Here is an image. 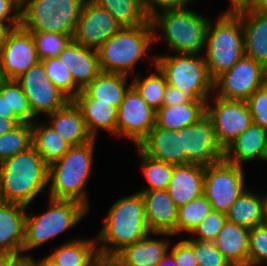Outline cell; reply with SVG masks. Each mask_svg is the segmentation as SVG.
<instances>
[{"label":"cell","instance_id":"f546056e","mask_svg":"<svg viewBox=\"0 0 267 266\" xmlns=\"http://www.w3.org/2000/svg\"><path fill=\"white\" fill-rule=\"evenodd\" d=\"M80 108L86 128L92 138L98 136L99 130L116 135L117 108L104 103H96V99H73Z\"/></svg>","mask_w":267,"mask_h":266},{"label":"cell","instance_id":"cb8c5ba5","mask_svg":"<svg viewBox=\"0 0 267 266\" xmlns=\"http://www.w3.org/2000/svg\"><path fill=\"white\" fill-rule=\"evenodd\" d=\"M130 76L122 73L101 72L74 99H96V103H104L118 109L124 99Z\"/></svg>","mask_w":267,"mask_h":266},{"label":"cell","instance_id":"4dcf8cb0","mask_svg":"<svg viewBox=\"0 0 267 266\" xmlns=\"http://www.w3.org/2000/svg\"><path fill=\"white\" fill-rule=\"evenodd\" d=\"M206 115V102L162 106L156 112V125L169 130H181L197 123Z\"/></svg>","mask_w":267,"mask_h":266},{"label":"cell","instance_id":"3957f363","mask_svg":"<svg viewBox=\"0 0 267 266\" xmlns=\"http://www.w3.org/2000/svg\"><path fill=\"white\" fill-rule=\"evenodd\" d=\"M96 139L72 146L56 163L49 167V198L73 200L90 208L87 189L92 173Z\"/></svg>","mask_w":267,"mask_h":266},{"label":"cell","instance_id":"603a6c76","mask_svg":"<svg viewBox=\"0 0 267 266\" xmlns=\"http://www.w3.org/2000/svg\"><path fill=\"white\" fill-rule=\"evenodd\" d=\"M205 166L199 164L175 165L167 191L179 208L203 195Z\"/></svg>","mask_w":267,"mask_h":266},{"label":"cell","instance_id":"7dc6e473","mask_svg":"<svg viewBox=\"0 0 267 266\" xmlns=\"http://www.w3.org/2000/svg\"><path fill=\"white\" fill-rule=\"evenodd\" d=\"M169 251L174 255L177 266H198L189 237L178 241Z\"/></svg>","mask_w":267,"mask_h":266},{"label":"cell","instance_id":"f1b7e54d","mask_svg":"<svg viewBox=\"0 0 267 266\" xmlns=\"http://www.w3.org/2000/svg\"><path fill=\"white\" fill-rule=\"evenodd\" d=\"M36 119L32 123V146L43 158L44 163L50 167L63 157L72 147L54 128L46 122Z\"/></svg>","mask_w":267,"mask_h":266},{"label":"cell","instance_id":"ffe728a7","mask_svg":"<svg viewBox=\"0 0 267 266\" xmlns=\"http://www.w3.org/2000/svg\"><path fill=\"white\" fill-rule=\"evenodd\" d=\"M164 236L163 239L152 238ZM168 233H152L139 242L124 247L115 255L116 266H157L170 249Z\"/></svg>","mask_w":267,"mask_h":266},{"label":"cell","instance_id":"d4e9b609","mask_svg":"<svg viewBox=\"0 0 267 266\" xmlns=\"http://www.w3.org/2000/svg\"><path fill=\"white\" fill-rule=\"evenodd\" d=\"M267 148V131L252 123L237 139L230 143L223 153V159L243 167L253 160H259Z\"/></svg>","mask_w":267,"mask_h":266},{"label":"cell","instance_id":"5bb4252c","mask_svg":"<svg viewBox=\"0 0 267 266\" xmlns=\"http://www.w3.org/2000/svg\"><path fill=\"white\" fill-rule=\"evenodd\" d=\"M155 125L156 111L131 86L117 109L116 136L133 141L137 147Z\"/></svg>","mask_w":267,"mask_h":266},{"label":"cell","instance_id":"c3c4849f","mask_svg":"<svg viewBox=\"0 0 267 266\" xmlns=\"http://www.w3.org/2000/svg\"><path fill=\"white\" fill-rule=\"evenodd\" d=\"M194 1L197 0H141V3L145 13L151 19L157 13L168 9L184 8Z\"/></svg>","mask_w":267,"mask_h":266},{"label":"cell","instance_id":"f907efd6","mask_svg":"<svg viewBox=\"0 0 267 266\" xmlns=\"http://www.w3.org/2000/svg\"><path fill=\"white\" fill-rule=\"evenodd\" d=\"M189 102L190 100L180 89L167 84L163 97V106L181 105Z\"/></svg>","mask_w":267,"mask_h":266},{"label":"cell","instance_id":"f5cc1de1","mask_svg":"<svg viewBox=\"0 0 267 266\" xmlns=\"http://www.w3.org/2000/svg\"><path fill=\"white\" fill-rule=\"evenodd\" d=\"M0 117L5 119H19L13 112H8L7 94H0Z\"/></svg>","mask_w":267,"mask_h":266},{"label":"cell","instance_id":"7c38bea8","mask_svg":"<svg viewBox=\"0 0 267 266\" xmlns=\"http://www.w3.org/2000/svg\"><path fill=\"white\" fill-rule=\"evenodd\" d=\"M17 81L28 99L32 114L36 118L41 114L54 113L71 101L49 80L42 61L30 67Z\"/></svg>","mask_w":267,"mask_h":266},{"label":"cell","instance_id":"44dd1931","mask_svg":"<svg viewBox=\"0 0 267 266\" xmlns=\"http://www.w3.org/2000/svg\"><path fill=\"white\" fill-rule=\"evenodd\" d=\"M147 224L152 233H168L176 236L178 207L167 189L141 193Z\"/></svg>","mask_w":267,"mask_h":266},{"label":"cell","instance_id":"91938a15","mask_svg":"<svg viewBox=\"0 0 267 266\" xmlns=\"http://www.w3.org/2000/svg\"><path fill=\"white\" fill-rule=\"evenodd\" d=\"M34 266H56L47 256L43 257L39 261H35L33 258Z\"/></svg>","mask_w":267,"mask_h":266},{"label":"cell","instance_id":"11a10c76","mask_svg":"<svg viewBox=\"0 0 267 266\" xmlns=\"http://www.w3.org/2000/svg\"><path fill=\"white\" fill-rule=\"evenodd\" d=\"M10 266H34L33 257L27 253L25 255L17 256L10 264Z\"/></svg>","mask_w":267,"mask_h":266},{"label":"cell","instance_id":"9c48e42d","mask_svg":"<svg viewBox=\"0 0 267 266\" xmlns=\"http://www.w3.org/2000/svg\"><path fill=\"white\" fill-rule=\"evenodd\" d=\"M85 0H22L20 26L28 32H49L73 38Z\"/></svg>","mask_w":267,"mask_h":266},{"label":"cell","instance_id":"b9f144b4","mask_svg":"<svg viewBox=\"0 0 267 266\" xmlns=\"http://www.w3.org/2000/svg\"><path fill=\"white\" fill-rule=\"evenodd\" d=\"M267 261V225L262 223L250 229L248 266H261Z\"/></svg>","mask_w":267,"mask_h":266},{"label":"cell","instance_id":"e0dca14e","mask_svg":"<svg viewBox=\"0 0 267 266\" xmlns=\"http://www.w3.org/2000/svg\"><path fill=\"white\" fill-rule=\"evenodd\" d=\"M122 26L110 12L91 0H85L73 40L80 45L97 50Z\"/></svg>","mask_w":267,"mask_h":266},{"label":"cell","instance_id":"d6986e66","mask_svg":"<svg viewBox=\"0 0 267 266\" xmlns=\"http://www.w3.org/2000/svg\"><path fill=\"white\" fill-rule=\"evenodd\" d=\"M138 147L146 155L162 162L172 165L186 164L182 129L178 131L169 130L155 125Z\"/></svg>","mask_w":267,"mask_h":266},{"label":"cell","instance_id":"d6a6232c","mask_svg":"<svg viewBox=\"0 0 267 266\" xmlns=\"http://www.w3.org/2000/svg\"><path fill=\"white\" fill-rule=\"evenodd\" d=\"M227 221L251 229L263 223V196L246 188L230 207Z\"/></svg>","mask_w":267,"mask_h":266},{"label":"cell","instance_id":"9f6ffc18","mask_svg":"<svg viewBox=\"0 0 267 266\" xmlns=\"http://www.w3.org/2000/svg\"><path fill=\"white\" fill-rule=\"evenodd\" d=\"M174 255L168 251L167 254L159 261L157 266H177Z\"/></svg>","mask_w":267,"mask_h":266},{"label":"cell","instance_id":"ac0fdd59","mask_svg":"<svg viewBox=\"0 0 267 266\" xmlns=\"http://www.w3.org/2000/svg\"><path fill=\"white\" fill-rule=\"evenodd\" d=\"M57 57L69 69L74 85L80 91L102 72L97 50L84 47L73 39Z\"/></svg>","mask_w":267,"mask_h":266},{"label":"cell","instance_id":"277c9868","mask_svg":"<svg viewBox=\"0 0 267 266\" xmlns=\"http://www.w3.org/2000/svg\"><path fill=\"white\" fill-rule=\"evenodd\" d=\"M204 15L184 7L168 9L150 19L154 30V41L161 36L174 53L201 54L205 49L206 31L209 24ZM159 35V36H158Z\"/></svg>","mask_w":267,"mask_h":266},{"label":"cell","instance_id":"60d3db41","mask_svg":"<svg viewBox=\"0 0 267 266\" xmlns=\"http://www.w3.org/2000/svg\"><path fill=\"white\" fill-rule=\"evenodd\" d=\"M31 34L34 38L40 61L46 58L57 57L73 39L69 35L60 33L31 32Z\"/></svg>","mask_w":267,"mask_h":266},{"label":"cell","instance_id":"6da1fadb","mask_svg":"<svg viewBox=\"0 0 267 266\" xmlns=\"http://www.w3.org/2000/svg\"><path fill=\"white\" fill-rule=\"evenodd\" d=\"M103 222L95 237L98 252L112 256L152 234L146 220L144 200L139 191L115 201Z\"/></svg>","mask_w":267,"mask_h":266},{"label":"cell","instance_id":"bcb514c9","mask_svg":"<svg viewBox=\"0 0 267 266\" xmlns=\"http://www.w3.org/2000/svg\"><path fill=\"white\" fill-rule=\"evenodd\" d=\"M20 10V0H0V25L4 27H19Z\"/></svg>","mask_w":267,"mask_h":266},{"label":"cell","instance_id":"ee69618b","mask_svg":"<svg viewBox=\"0 0 267 266\" xmlns=\"http://www.w3.org/2000/svg\"><path fill=\"white\" fill-rule=\"evenodd\" d=\"M192 249L198 266H231L214 242L192 239Z\"/></svg>","mask_w":267,"mask_h":266},{"label":"cell","instance_id":"1f68e13d","mask_svg":"<svg viewBox=\"0 0 267 266\" xmlns=\"http://www.w3.org/2000/svg\"><path fill=\"white\" fill-rule=\"evenodd\" d=\"M98 252L96 238H74L56 247L47 257L56 266H85Z\"/></svg>","mask_w":267,"mask_h":266},{"label":"cell","instance_id":"4fadbf2b","mask_svg":"<svg viewBox=\"0 0 267 266\" xmlns=\"http://www.w3.org/2000/svg\"><path fill=\"white\" fill-rule=\"evenodd\" d=\"M211 97L212 100L206 101V115L213 122L220 146L225 149L253 123V119L246 101L225 100L214 94Z\"/></svg>","mask_w":267,"mask_h":266},{"label":"cell","instance_id":"db71d44e","mask_svg":"<svg viewBox=\"0 0 267 266\" xmlns=\"http://www.w3.org/2000/svg\"><path fill=\"white\" fill-rule=\"evenodd\" d=\"M21 122L20 119H5L0 117V136L11 131Z\"/></svg>","mask_w":267,"mask_h":266},{"label":"cell","instance_id":"30bf717a","mask_svg":"<svg viewBox=\"0 0 267 266\" xmlns=\"http://www.w3.org/2000/svg\"><path fill=\"white\" fill-rule=\"evenodd\" d=\"M243 167L221 159L205 166L203 195L213 210L227 214L246 189Z\"/></svg>","mask_w":267,"mask_h":266},{"label":"cell","instance_id":"4316f807","mask_svg":"<svg viewBox=\"0 0 267 266\" xmlns=\"http://www.w3.org/2000/svg\"><path fill=\"white\" fill-rule=\"evenodd\" d=\"M250 229L226 221L214 244L231 266H248Z\"/></svg>","mask_w":267,"mask_h":266},{"label":"cell","instance_id":"ab89813d","mask_svg":"<svg viewBox=\"0 0 267 266\" xmlns=\"http://www.w3.org/2000/svg\"><path fill=\"white\" fill-rule=\"evenodd\" d=\"M42 63L49 80L73 100L80 90L74 85L69 69L61 63L58 57L43 59Z\"/></svg>","mask_w":267,"mask_h":266},{"label":"cell","instance_id":"484cf974","mask_svg":"<svg viewBox=\"0 0 267 266\" xmlns=\"http://www.w3.org/2000/svg\"><path fill=\"white\" fill-rule=\"evenodd\" d=\"M48 116L46 122L71 146L81 145L93 139L86 128L80 108L73 100Z\"/></svg>","mask_w":267,"mask_h":266},{"label":"cell","instance_id":"8d00e7d4","mask_svg":"<svg viewBox=\"0 0 267 266\" xmlns=\"http://www.w3.org/2000/svg\"><path fill=\"white\" fill-rule=\"evenodd\" d=\"M212 210L204 195L180 206L177 213L176 236L184 232L191 233Z\"/></svg>","mask_w":267,"mask_h":266},{"label":"cell","instance_id":"8fae6325","mask_svg":"<svg viewBox=\"0 0 267 266\" xmlns=\"http://www.w3.org/2000/svg\"><path fill=\"white\" fill-rule=\"evenodd\" d=\"M266 83L267 69L244 55L230 70L214 80L213 93L225 100L246 101Z\"/></svg>","mask_w":267,"mask_h":266},{"label":"cell","instance_id":"680465c9","mask_svg":"<svg viewBox=\"0 0 267 266\" xmlns=\"http://www.w3.org/2000/svg\"><path fill=\"white\" fill-rule=\"evenodd\" d=\"M13 254H0V266H10L11 262L16 258Z\"/></svg>","mask_w":267,"mask_h":266},{"label":"cell","instance_id":"5b68a950","mask_svg":"<svg viewBox=\"0 0 267 266\" xmlns=\"http://www.w3.org/2000/svg\"><path fill=\"white\" fill-rule=\"evenodd\" d=\"M152 43L155 41L151 21L136 27H122L97 49L101 71L134 75L136 63L144 60Z\"/></svg>","mask_w":267,"mask_h":266},{"label":"cell","instance_id":"9a60e30c","mask_svg":"<svg viewBox=\"0 0 267 266\" xmlns=\"http://www.w3.org/2000/svg\"><path fill=\"white\" fill-rule=\"evenodd\" d=\"M39 61L32 34L21 26L10 29L0 50L2 79L17 80Z\"/></svg>","mask_w":267,"mask_h":266},{"label":"cell","instance_id":"2e32d148","mask_svg":"<svg viewBox=\"0 0 267 266\" xmlns=\"http://www.w3.org/2000/svg\"><path fill=\"white\" fill-rule=\"evenodd\" d=\"M182 143L183 151H186V164L208 166L223 159L224 149L220 146L213 122L207 115L182 129Z\"/></svg>","mask_w":267,"mask_h":266},{"label":"cell","instance_id":"6125c7cd","mask_svg":"<svg viewBox=\"0 0 267 266\" xmlns=\"http://www.w3.org/2000/svg\"><path fill=\"white\" fill-rule=\"evenodd\" d=\"M263 223L267 225V193L263 195Z\"/></svg>","mask_w":267,"mask_h":266},{"label":"cell","instance_id":"681fc988","mask_svg":"<svg viewBox=\"0 0 267 266\" xmlns=\"http://www.w3.org/2000/svg\"><path fill=\"white\" fill-rule=\"evenodd\" d=\"M230 7L221 16H241L254 10L256 0H229Z\"/></svg>","mask_w":267,"mask_h":266},{"label":"cell","instance_id":"ba28073f","mask_svg":"<svg viewBox=\"0 0 267 266\" xmlns=\"http://www.w3.org/2000/svg\"><path fill=\"white\" fill-rule=\"evenodd\" d=\"M88 212L79 202L52 198H49V207L41 215H31L26 211L22 255L75 227Z\"/></svg>","mask_w":267,"mask_h":266},{"label":"cell","instance_id":"d590c367","mask_svg":"<svg viewBox=\"0 0 267 266\" xmlns=\"http://www.w3.org/2000/svg\"><path fill=\"white\" fill-rule=\"evenodd\" d=\"M138 157L142 164V173L149 186L140 190L144 191L165 190L168 188L175 165L162 162L146 155L138 146Z\"/></svg>","mask_w":267,"mask_h":266},{"label":"cell","instance_id":"7bdbcfd3","mask_svg":"<svg viewBox=\"0 0 267 266\" xmlns=\"http://www.w3.org/2000/svg\"><path fill=\"white\" fill-rule=\"evenodd\" d=\"M227 221L224 213L212 210L195 229L190 233V239L197 241L214 242Z\"/></svg>","mask_w":267,"mask_h":266},{"label":"cell","instance_id":"836d02e7","mask_svg":"<svg viewBox=\"0 0 267 266\" xmlns=\"http://www.w3.org/2000/svg\"><path fill=\"white\" fill-rule=\"evenodd\" d=\"M105 8L122 27H136L150 22L141 0H91Z\"/></svg>","mask_w":267,"mask_h":266},{"label":"cell","instance_id":"e575fe53","mask_svg":"<svg viewBox=\"0 0 267 266\" xmlns=\"http://www.w3.org/2000/svg\"><path fill=\"white\" fill-rule=\"evenodd\" d=\"M151 64L155 72H150L146 77L134 76L132 86L137 90L143 100L156 112L163 106V97L167 87L165 75L155 65V55L152 56ZM142 78V79H141Z\"/></svg>","mask_w":267,"mask_h":266},{"label":"cell","instance_id":"94428289","mask_svg":"<svg viewBox=\"0 0 267 266\" xmlns=\"http://www.w3.org/2000/svg\"><path fill=\"white\" fill-rule=\"evenodd\" d=\"M13 28H16V27H4V26L0 25V50L3 46L4 39H5L7 32Z\"/></svg>","mask_w":267,"mask_h":266},{"label":"cell","instance_id":"83f0119b","mask_svg":"<svg viewBox=\"0 0 267 266\" xmlns=\"http://www.w3.org/2000/svg\"><path fill=\"white\" fill-rule=\"evenodd\" d=\"M245 37V56L267 69V15L254 11L241 15Z\"/></svg>","mask_w":267,"mask_h":266},{"label":"cell","instance_id":"7a4b0ae2","mask_svg":"<svg viewBox=\"0 0 267 266\" xmlns=\"http://www.w3.org/2000/svg\"><path fill=\"white\" fill-rule=\"evenodd\" d=\"M49 167L36 149L27 150L0 163V201L29 208L48 188Z\"/></svg>","mask_w":267,"mask_h":266},{"label":"cell","instance_id":"7402d4cb","mask_svg":"<svg viewBox=\"0 0 267 266\" xmlns=\"http://www.w3.org/2000/svg\"><path fill=\"white\" fill-rule=\"evenodd\" d=\"M27 207L0 201V254L22 255Z\"/></svg>","mask_w":267,"mask_h":266},{"label":"cell","instance_id":"74e56055","mask_svg":"<svg viewBox=\"0 0 267 266\" xmlns=\"http://www.w3.org/2000/svg\"><path fill=\"white\" fill-rule=\"evenodd\" d=\"M32 146V124L21 122L0 136V163Z\"/></svg>","mask_w":267,"mask_h":266},{"label":"cell","instance_id":"f35d334b","mask_svg":"<svg viewBox=\"0 0 267 266\" xmlns=\"http://www.w3.org/2000/svg\"><path fill=\"white\" fill-rule=\"evenodd\" d=\"M0 94H7L8 112H13L22 122L32 124L37 119L32 114L28 99L17 80L2 79Z\"/></svg>","mask_w":267,"mask_h":266},{"label":"cell","instance_id":"be15d7a7","mask_svg":"<svg viewBox=\"0 0 267 266\" xmlns=\"http://www.w3.org/2000/svg\"><path fill=\"white\" fill-rule=\"evenodd\" d=\"M259 160L267 162V148H266V150L261 154Z\"/></svg>","mask_w":267,"mask_h":266},{"label":"cell","instance_id":"6f0895ef","mask_svg":"<svg viewBox=\"0 0 267 266\" xmlns=\"http://www.w3.org/2000/svg\"><path fill=\"white\" fill-rule=\"evenodd\" d=\"M253 11L257 14L267 15V0H256Z\"/></svg>","mask_w":267,"mask_h":266},{"label":"cell","instance_id":"52a82bcc","mask_svg":"<svg viewBox=\"0 0 267 266\" xmlns=\"http://www.w3.org/2000/svg\"><path fill=\"white\" fill-rule=\"evenodd\" d=\"M155 65L165 75L167 84L180 89L192 102H206L214 94V80L203 53L158 54Z\"/></svg>","mask_w":267,"mask_h":266},{"label":"cell","instance_id":"f6af8a7d","mask_svg":"<svg viewBox=\"0 0 267 266\" xmlns=\"http://www.w3.org/2000/svg\"><path fill=\"white\" fill-rule=\"evenodd\" d=\"M253 123L267 131V83L246 100Z\"/></svg>","mask_w":267,"mask_h":266},{"label":"cell","instance_id":"8992f818","mask_svg":"<svg viewBox=\"0 0 267 266\" xmlns=\"http://www.w3.org/2000/svg\"><path fill=\"white\" fill-rule=\"evenodd\" d=\"M245 55V37L241 16H221L210 20L205 40L204 58L215 80L230 70Z\"/></svg>","mask_w":267,"mask_h":266},{"label":"cell","instance_id":"816d5d0a","mask_svg":"<svg viewBox=\"0 0 267 266\" xmlns=\"http://www.w3.org/2000/svg\"><path fill=\"white\" fill-rule=\"evenodd\" d=\"M85 266H116L115 256L97 252Z\"/></svg>","mask_w":267,"mask_h":266}]
</instances>
